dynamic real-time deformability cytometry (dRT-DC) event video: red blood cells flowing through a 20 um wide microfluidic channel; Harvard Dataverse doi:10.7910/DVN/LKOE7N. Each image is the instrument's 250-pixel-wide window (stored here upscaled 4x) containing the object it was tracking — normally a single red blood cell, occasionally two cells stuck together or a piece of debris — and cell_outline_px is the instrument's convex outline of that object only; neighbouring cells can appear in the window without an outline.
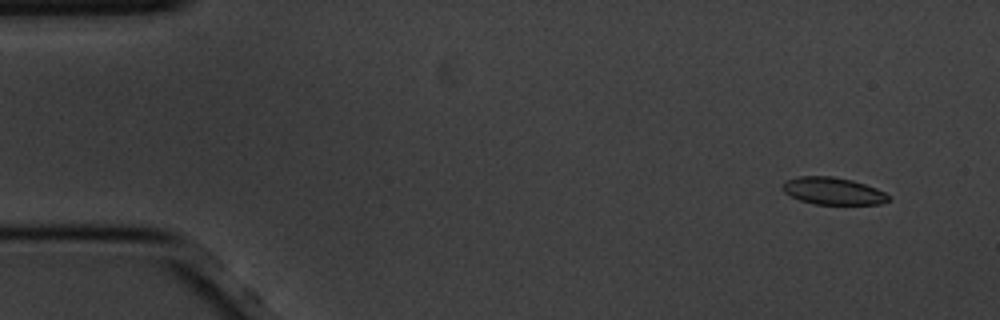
{"species": "common noctule bat (a hibernating species)", "species_latin": "Nyctalus noctula", "temperature_condition": "cold", "stored_images_in_passage": 56, "segment_of_instrument_passage": [1, 2], "camera_frame_rate_fps": 3000, "um_per_image_px": 0.085, "animal": {"sex": "male", "body_mass_g": 20.1, "forearm_length_mm": 53.5}, "frame": {"image": 1, "passage_image": 1, "time_ms": 0.0, "image_size_px": [1000, 320], "cell_outline_px": [[888, 200], [880, 204], [816, 204], [800, 200], [784, 192], [784, 180], [796, 176], [832, 176], [852, 180], [876, 188], [884, 192], [888, 196]], "centroid_in_image_um": [70.78, 16.22], "position_along_channel_um": 14.2, "area_um2": 16.59}}
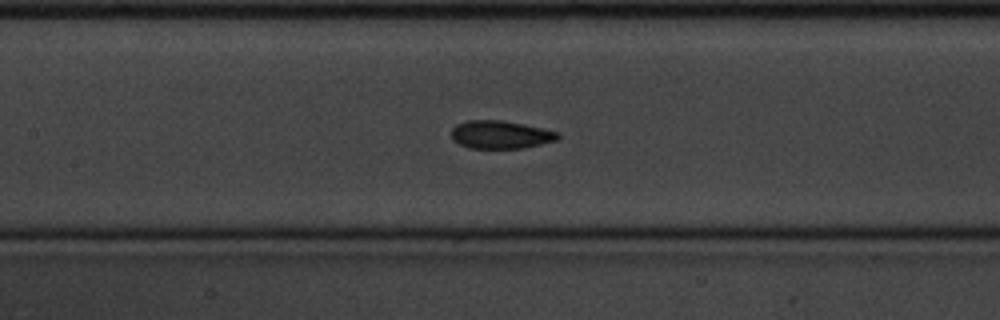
{"frame": {"image": 2, "passage_image": 23, "time_ms": 7.333, "image_size_px": [1000, 320], "cell_outline_px": [[560, 136], [556, 140], [524, 148], [468, 148], [452, 140], [452, 128], [456, 124], [468, 120], [500, 120], [524, 124], [560, 132]], "centroid_in_image_um": [42.54, 11.44], "position_along_channel_um": 164.9, "area_um2": 17.4}}
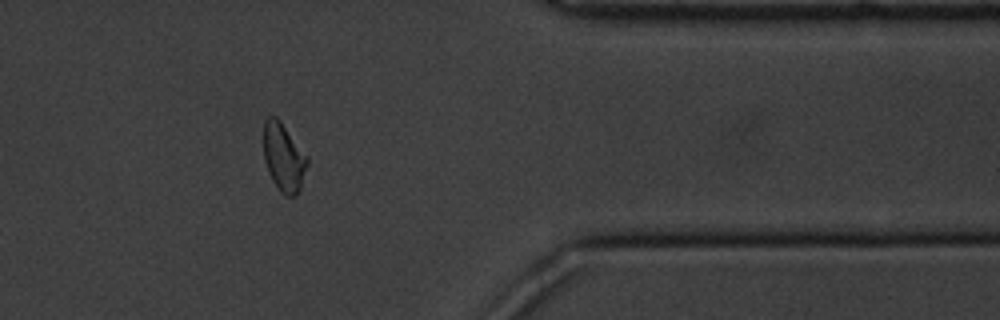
{"frame": {"image": 3, "passage_image": 44, "time_ms": 14.333, "image_size_px": [1000, 320], "cell_outline_px": [[308, 164], [300, 188], [296, 196], [284, 196], [280, 192], [272, 180], [264, 160], [264, 120], [268, 116], [276, 116], [280, 120], [308, 156]], "centroid_in_image_um": [24.12, 13.37], "position_along_channel_um": 387.3, "area_um2": 17.46}}